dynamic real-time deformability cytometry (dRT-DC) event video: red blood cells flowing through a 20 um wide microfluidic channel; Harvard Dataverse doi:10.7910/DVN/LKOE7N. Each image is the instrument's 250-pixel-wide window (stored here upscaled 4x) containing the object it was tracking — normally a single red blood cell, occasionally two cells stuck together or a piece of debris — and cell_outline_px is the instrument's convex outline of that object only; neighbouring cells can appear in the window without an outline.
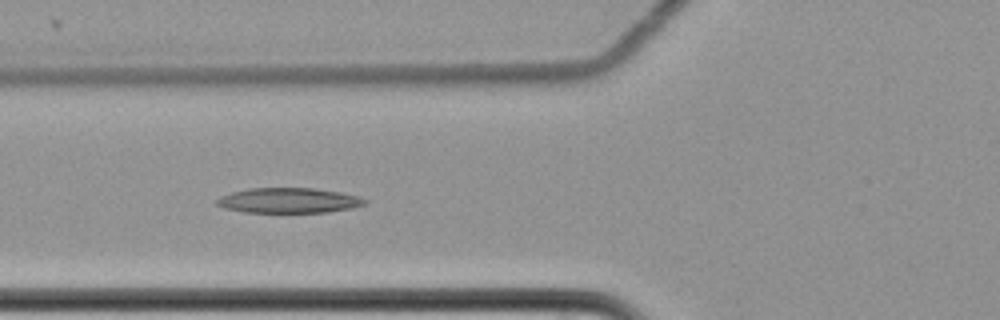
{"species": "common noctule bat (a hibernating species)", "species_latin": "Nyctalus noctula", "temperature_condition": "cold", "stored_images_in_passage": 6, "camera_frame_rate_fps": 3000, "um_per_image_px": 0.085, "animal": {"sex": "female", "body_mass_g": 22.7, "forearm_length_mm": 54.2}, "frame": {"image": 1, "passage_image": 5, "time_ms": 1.333, "image_size_px": [1000, 320], "cell_outline_px": [[368, 204], [352, 208], [328, 212], [244, 212], [224, 208], [216, 204], [216, 200], [220, 196], [232, 192], [248, 188], [316, 188], [340, 192], [360, 196], [368, 200]], "centroid_in_image_um": [24.58, 17.03], "position_along_channel_um": 101.2, "area_um2": 21.85}}
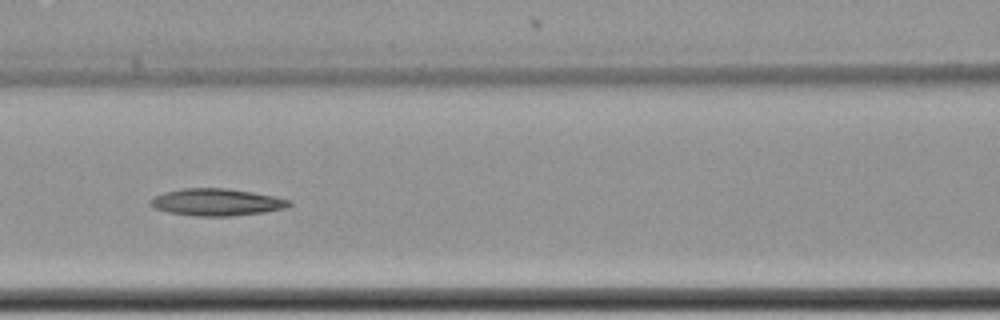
{"frame": {"image": 2, "passage_image": 6, "time_ms": 1.667, "image_size_px": [1000, 320], "cell_outline_px": [[292, 204], [284, 208], [264, 212], [232, 216], [196, 216], [168, 212], [152, 208], [148, 204], [148, 200], [164, 192], [184, 188], [228, 188], [276, 196], [292, 200]], "centroid_in_image_um": [18.4, 17.18], "position_along_channel_um": 148.2, "area_um2": 22.08}}